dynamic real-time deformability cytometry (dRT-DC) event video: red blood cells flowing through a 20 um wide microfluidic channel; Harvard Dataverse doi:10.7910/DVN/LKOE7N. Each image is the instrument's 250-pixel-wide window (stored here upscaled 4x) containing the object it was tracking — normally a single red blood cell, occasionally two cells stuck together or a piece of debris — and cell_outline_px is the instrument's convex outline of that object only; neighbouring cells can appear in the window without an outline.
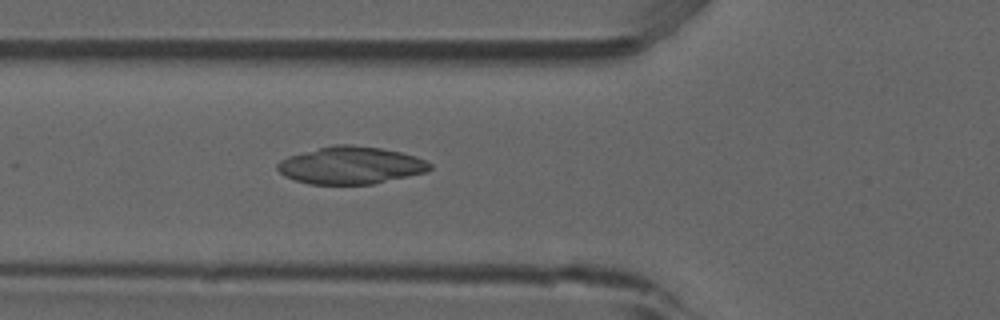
{"species": "common noctule bat (a hibernating species)", "species_latin": "Nyctalus noctula", "temperature_condition": "room temperature", "stored_images_in_passage": 41, "camera_frame_rate_fps": 3000, "um_per_image_px": 0.085, "animal": {"sex": "male", "forearm_length_mm": 52.5}, "frame": {"image": 1, "passage_image": 7, "time_ms": 2.0, "image_size_px": [1000, 320], "cell_outline_px": [[432, 168], [428, 172], [372, 184], [308, 184], [284, 176], [276, 168], [276, 164], [280, 160], [288, 156], [336, 144], [352, 144], [380, 148], [400, 152], [416, 156], [432, 164]], "centroid_in_image_um": [29.83, 14.06], "position_along_channel_um": 96.0, "area_um2": 33.18}}
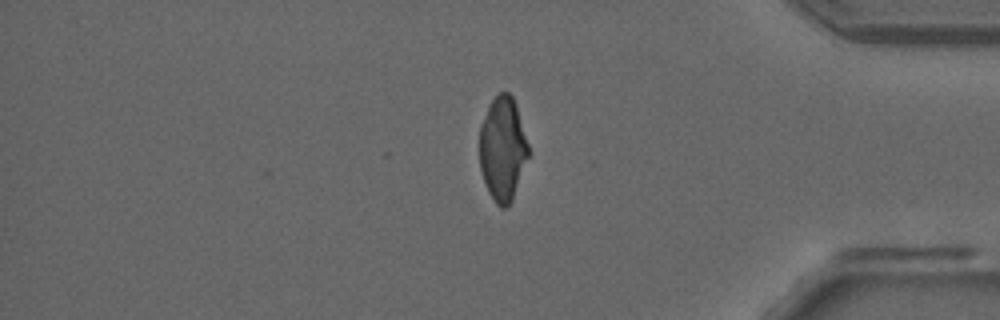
{"frame": {"image": 2, "passage_image": 32, "time_ms": 10.333, "image_size_px": [1000, 320], "cell_outline_px": [[528, 156], [512, 200], [504, 208], [500, 208], [496, 204], [488, 192], [480, 168], [480, 124], [492, 100], [500, 92], [508, 92], [512, 96], [516, 104], [528, 144]], "centroid_in_image_um": [42.71, 12.65], "position_along_channel_um": 392.5, "area_um2": 29.25}}
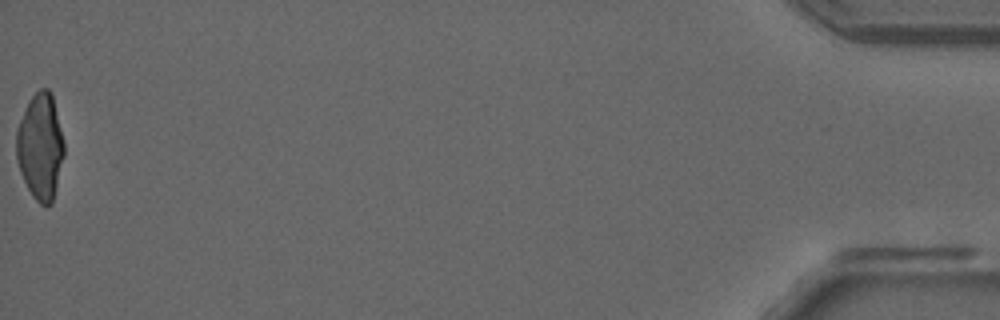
{"frame": {"image": 3, "passage_image": 41, "time_ms": 13.333, "image_size_px": [1000, 320], "cell_outline_px": [[64, 156], [52, 204], [40, 204], [32, 196], [20, 172], [16, 160], [16, 128], [32, 96], [40, 88], [48, 88], [52, 92], [64, 144]], "centroid_in_image_um": [3.43, 12.46], "position_along_channel_um": 431.8, "area_um2": 29.42}}